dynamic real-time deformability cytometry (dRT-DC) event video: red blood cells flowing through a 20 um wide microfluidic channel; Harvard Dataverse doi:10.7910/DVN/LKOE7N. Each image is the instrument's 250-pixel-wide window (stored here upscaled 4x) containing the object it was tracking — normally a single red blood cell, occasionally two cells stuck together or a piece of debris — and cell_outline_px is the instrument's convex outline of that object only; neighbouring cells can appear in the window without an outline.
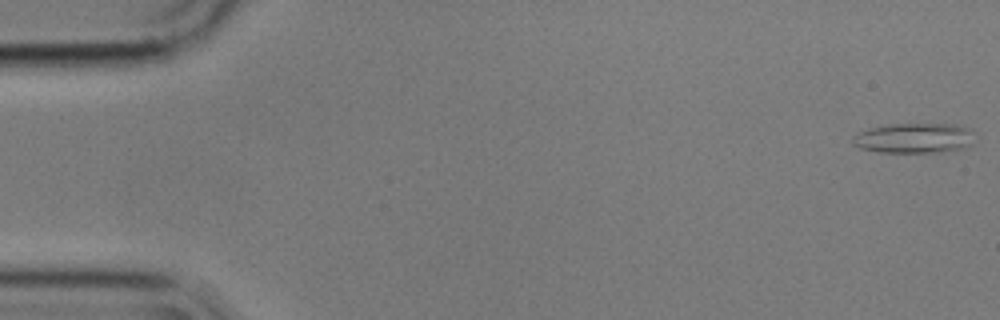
{"species": "common noctule bat (a hibernating species)", "species_latin": "Nyctalus noctula", "temperature_condition": "cold", "stored_images_in_passage": 6, "camera_frame_rate_fps": 3000, "um_per_image_px": 0.085, "animal": {"sex": "male", "body_mass_g": 17.9}, "frame": {"image": 1, "passage_image": 1, "time_ms": 0.0, "image_size_px": [1000, 320], "cell_outline_px": [[972, 144], [964, 148], [944, 152], [880, 152], [860, 148], [852, 144], [852, 136], [868, 128], [892, 124], [956, 124], [972, 128]], "centroid_in_image_um": [77.71, 11.74], "position_along_channel_um": 7.3, "area_um2": 21.5}}
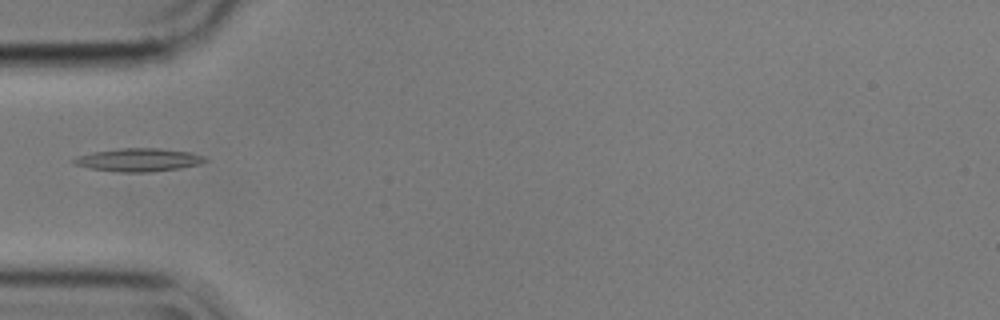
{"frame": {"image": 2, "passage_image": 6, "time_ms": 1.667, "image_size_px": [1000, 320], "cell_outline_px": [[208, 160], [200, 164], [180, 168], [148, 172], [120, 172], [88, 168], [72, 164], [72, 160], [76, 156], [92, 152], [116, 148], [160, 148], [188, 152], [204, 156]], "centroid_in_image_um": [11.73, 13.58], "position_along_channel_um": 73.3, "area_um2": 17.8}}